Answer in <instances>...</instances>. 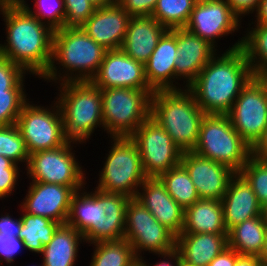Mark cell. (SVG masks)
<instances>
[{
  "label": "cell",
  "mask_w": 267,
  "mask_h": 266,
  "mask_svg": "<svg viewBox=\"0 0 267 266\" xmlns=\"http://www.w3.org/2000/svg\"><path fill=\"white\" fill-rule=\"evenodd\" d=\"M239 38L223 53L217 52L187 87L206 114H227L243 87L253 77L241 48L243 38Z\"/></svg>",
  "instance_id": "6da1fadb"
},
{
  "label": "cell",
  "mask_w": 267,
  "mask_h": 266,
  "mask_svg": "<svg viewBox=\"0 0 267 266\" xmlns=\"http://www.w3.org/2000/svg\"><path fill=\"white\" fill-rule=\"evenodd\" d=\"M0 15L6 29V42L0 43V54L30 76L41 79L51 65L54 30L25 8H2Z\"/></svg>",
  "instance_id": "7a4b0ae2"
},
{
  "label": "cell",
  "mask_w": 267,
  "mask_h": 266,
  "mask_svg": "<svg viewBox=\"0 0 267 266\" xmlns=\"http://www.w3.org/2000/svg\"><path fill=\"white\" fill-rule=\"evenodd\" d=\"M106 51L81 27L64 26L57 29L53 35L51 65L41 79L57 85L71 81H91L97 74Z\"/></svg>",
  "instance_id": "3957f363"
},
{
  "label": "cell",
  "mask_w": 267,
  "mask_h": 266,
  "mask_svg": "<svg viewBox=\"0 0 267 266\" xmlns=\"http://www.w3.org/2000/svg\"><path fill=\"white\" fill-rule=\"evenodd\" d=\"M205 115L187 88L154 91L151 96L150 117L183 152L192 151L197 144Z\"/></svg>",
  "instance_id": "277c9868"
},
{
  "label": "cell",
  "mask_w": 267,
  "mask_h": 266,
  "mask_svg": "<svg viewBox=\"0 0 267 266\" xmlns=\"http://www.w3.org/2000/svg\"><path fill=\"white\" fill-rule=\"evenodd\" d=\"M55 97L69 141L86 144L97 127L104 129L101 89L92 81L59 83ZM89 138V139H88Z\"/></svg>",
  "instance_id": "5b68a950"
},
{
  "label": "cell",
  "mask_w": 267,
  "mask_h": 266,
  "mask_svg": "<svg viewBox=\"0 0 267 266\" xmlns=\"http://www.w3.org/2000/svg\"><path fill=\"white\" fill-rule=\"evenodd\" d=\"M108 154L98 174L96 189L135 198L147 176L138 146L131 137H110Z\"/></svg>",
  "instance_id": "8992f818"
},
{
  "label": "cell",
  "mask_w": 267,
  "mask_h": 266,
  "mask_svg": "<svg viewBox=\"0 0 267 266\" xmlns=\"http://www.w3.org/2000/svg\"><path fill=\"white\" fill-rule=\"evenodd\" d=\"M153 93L152 89H101L104 132L108 138L130 137L150 117Z\"/></svg>",
  "instance_id": "52a82bcc"
},
{
  "label": "cell",
  "mask_w": 267,
  "mask_h": 266,
  "mask_svg": "<svg viewBox=\"0 0 267 266\" xmlns=\"http://www.w3.org/2000/svg\"><path fill=\"white\" fill-rule=\"evenodd\" d=\"M192 151L225 164L237 173L251 156V147L233 128L227 114L205 115L197 144Z\"/></svg>",
  "instance_id": "ba28073f"
},
{
  "label": "cell",
  "mask_w": 267,
  "mask_h": 266,
  "mask_svg": "<svg viewBox=\"0 0 267 266\" xmlns=\"http://www.w3.org/2000/svg\"><path fill=\"white\" fill-rule=\"evenodd\" d=\"M80 144L68 141L65 145L56 149L31 153L27 167L24 169L27 174L26 178L35 182L72 187L75 191L83 189L87 184L86 170L82 169L79 159L76 158L78 156L74 153L76 151L73 150V147Z\"/></svg>",
  "instance_id": "9c48e42d"
},
{
  "label": "cell",
  "mask_w": 267,
  "mask_h": 266,
  "mask_svg": "<svg viewBox=\"0 0 267 266\" xmlns=\"http://www.w3.org/2000/svg\"><path fill=\"white\" fill-rule=\"evenodd\" d=\"M16 125L29 154L56 149L69 141L64 133L61 109L55 99L50 106H41L28 101L23 106Z\"/></svg>",
  "instance_id": "30bf717a"
},
{
  "label": "cell",
  "mask_w": 267,
  "mask_h": 266,
  "mask_svg": "<svg viewBox=\"0 0 267 266\" xmlns=\"http://www.w3.org/2000/svg\"><path fill=\"white\" fill-rule=\"evenodd\" d=\"M124 238L132 245L137 259L147 251L161 255L176 249V236L135 198H130L126 208Z\"/></svg>",
  "instance_id": "8fae6325"
},
{
  "label": "cell",
  "mask_w": 267,
  "mask_h": 266,
  "mask_svg": "<svg viewBox=\"0 0 267 266\" xmlns=\"http://www.w3.org/2000/svg\"><path fill=\"white\" fill-rule=\"evenodd\" d=\"M138 146L147 177H159L181 163L183 151L155 120L149 117L130 136Z\"/></svg>",
  "instance_id": "7c38bea8"
},
{
  "label": "cell",
  "mask_w": 267,
  "mask_h": 266,
  "mask_svg": "<svg viewBox=\"0 0 267 266\" xmlns=\"http://www.w3.org/2000/svg\"><path fill=\"white\" fill-rule=\"evenodd\" d=\"M227 115L233 128L252 148L267 126V94L256 77L243 87Z\"/></svg>",
  "instance_id": "4fadbf2b"
},
{
  "label": "cell",
  "mask_w": 267,
  "mask_h": 266,
  "mask_svg": "<svg viewBox=\"0 0 267 266\" xmlns=\"http://www.w3.org/2000/svg\"><path fill=\"white\" fill-rule=\"evenodd\" d=\"M241 22L225 0H198L185 28L217 49L222 37L243 28Z\"/></svg>",
  "instance_id": "5bb4252c"
},
{
  "label": "cell",
  "mask_w": 267,
  "mask_h": 266,
  "mask_svg": "<svg viewBox=\"0 0 267 266\" xmlns=\"http://www.w3.org/2000/svg\"><path fill=\"white\" fill-rule=\"evenodd\" d=\"M181 164L189 173L200 199L222 200L230 181L237 173L225 164L210 160L194 151L183 152Z\"/></svg>",
  "instance_id": "9a60e30c"
},
{
  "label": "cell",
  "mask_w": 267,
  "mask_h": 266,
  "mask_svg": "<svg viewBox=\"0 0 267 266\" xmlns=\"http://www.w3.org/2000/svg\"><path fill=\"white\" fill-rule=\"evenodd\" d=\"M29 184L26 196L19 207L30 215L47 217L65 224L76 191L72 187L54 183L31 181Z\"/></svg>",
  "instance_id": "2e32d148"
},
{
  "label": "cell",
  "mask_w": 267,
  "mask_h": 266,
  "mask_svg": "<svg viewBox=\"0 0 267 266\" xmlns=\"http://www.w3.org/2000/svg\"><path fill=\"white\" fill-rule=\"evenodd\" d=\"M218 50L208 41L196 36L185 27L177 28L175 90L187 88L217 54ZM178 80H183L185 86L183 84L180 85Z\"/></svg>",
  "instance_id": "e0dca14e"
},
{
  "label": "cell",
  "mask_w": 267,
  "mask_h": 266,
  "mask_svg": "<svg viewBox=\"0 0 267 266\" xmlns=\"http://www.w3.org/2000/svg\"><path fill=\"white\" fill-rule=\"evenodd\" d=\"M100 89H151L145 78V68L121 49L107 50L100 68L91 80Z\"/></svg>",
  "instance_id": "ac0fdd59"
},
{
  "label": "cell",
  "mask_w": 267,
  "mask_h": 266,
  "mask_svg": "<svg viewBox=\"0 0 267 266\" xmlns=\"http://www.w3.org/2000/svg\"><path fill=\"white\" fill-rule=\"evenodd\" d=\"M135 199L176 237L181 234L185 210L168 194L158 177H147Z\"/></svg>",
  "instance_id": "d6986e66"
},
{
  "label": "cell",
  "mask_w": 267,
  "mask_h": 266,
  "mask_svg": "<svg viewBox=\"0 0 267 266\" xmlns=\"http://www.w3.org/2000/svg\"><path fill=\"white\" fill-rule=\"evenodd\" d=\"M131 16L117 2L97 7L81 26L82 30L106 50L121 49Z\"/></svg>",
  "instance_id": "ffe728a7"
},
{
  "label": "cell",
  "mask_w": 267,
  "mask_h": 266,
  "mask_svg": "<svg viewBox=\"0 0 267 266\" xmlns=\"http://www.w3.org/2000/svg\"><path fill=\"white\" fill-rule=\"evenodd\" d=\"M177 28L168 29L144 65L145 78L153 91L175 90Z\"/></svg>",
  "instance_id": "44dd1931"
},
{
  "label": "cell",
  "mask_w": 267,
  "mask_h": 266,
  "mask_svg": "<svg viewBox=\"0 0 267 266\" xmlns=\"http://www.w3.org/2000/svg\"><path fill=\"white\" fill-rule=\"evenodd\" d=\"M167 30L152 16H131L121 50L145 65Z\"/></svg>",
  "instance_id": "7402d4cb"
},
{
  "label": "cell",
  "mask_w": 267,
  "mask_h": 266,
  "mask_svg": "<svg viewBox=\"0 0 267 266\" xmlns=\"http://www.w3.org/2000/svg\"><path fill=\"white\" fill-rule=\"evenodd\" d=\"M221 203L227 231L247 219L261 216V204L240 173H236L230 181Z\"/></svg>",
  "instance_id": "603a6c76"
},
{
  "label": "cell",
  "mask_w": 267,
  "mask_h": 266,
  "mask_svg": "<svg viewBox=\"0 0 267 266\" xmlns=\"http://www.w3.org/2000/svg\"><path fill=\"white\" fill-rule=\"evenodd\" d=\"M228 247V234L181 233L176 237L180 257L194 266H207Z\"/></svg>",
  "instance_id": "cb8c5ba5"
},
{
  "label": "cell",
  "mask_w": 267,
  "mask_h": 266,
  "mask_svg": "<svg viewBox=\"0 0 267 266\" xmlns=\"http://www.w3.org/2000/svg\"><path fill=\"white\" fill-rule=\"evenodd\" d=\"M82 242H85L84 236L73 226L60 224L40 254L43 266H76Z\"/></svg>",
  "instance_id": "d4e9b609"
},
{
  "label": "cell",
  "mask_w": 267,
  "mask_h": 266,
  "mask_svg": "<svg viewBox=\"0 0 267 266\" xmlns=\"http://www.w3.org/2000/svg\"><path fill=\"white\" fill-rule=\"evenodd\" d=\"M181 233L228 234L221 200L199 199L186 208Z\"/></svg>",
  "instance_id": "484cf974"
},
{
  "label": "cell",
  "mask_w": 267,
  "mask_h": 266,
  "mask_svg": "<svg viewBox=\"0 0 267 266\" xmlns=\"http://www.w3.org/2000/svg\"><path fill=\"white\" fill-rule=\"evenodd\" d=\"M266 229L267 223L261 216L247 219L228 231V246L239 255L260 256Z\"/></svg>",
  "instance_id": "4316f807"
},
{
  "label": "cell",
  "mask_w": 267,
  "mask_h": 266,
  "mask_svg": "<svg viewBox=\"0 0 267 266\" xmlns=\"http://www.w3.org/2000/svg\"><path fill=\"white\" fill-rule=\"evenodd\" d=\"M76 191L72 197L67 224L85 236L105 215L97 199L85 190ZM88 191V192H87Z\"/></svg>",
  "instance_id": "83f0119b"
},
{
  "label": "cell",
  "mask_w": 267,
  "mask_h": 266,
  "mask_svg": "<svg viewBox=\"0 0 267 266\" xmlns=\"http://www.w3.org/2000/svg\"><path fill=\"white\" fill-rule=\"evenodd\" d=\"M20 215L22 221V228L19 233V238L25 244V249L35 254H41L44 246H46L53 237L54 232L60 225L50 218L30 215L24 212Z\"/></svg>",
  "instance_id": "f1b7e54d"
},
{
  "label": "cell",
  "mask_w": 267,
  "mask_h": 266,
  "mask_svg": "<svg viewBox=\"0 0 267 266\" xmlns=\"http://www.w3.org/2000/svg\"><path fill=\"white\" fill-rule=\"evenodd\" d=\"M92 247L89 266H131L137 260L132 245L125 238L96 242Z\"/></svg>",
  "instance_id": "f546056e"
},
{
  "label": "cell",
  "mask_w": 267,
  "mask_h": 266,
  "mask_svg": "<svg viewBox=\"0 0 267 266\" xmlns=\"http://www.w3.org/2000/svg\"><path fill=\"white\" fill-rule=\"evenodd\" d=\"M168 194L185 210L200 199L189 173L180 163L158 177Z\"/></svg>",
  "instance_id": "4dcf8cb0"
},
{
  "label": "cell",
  "mask_w": 267,
  "mask_h": 266,
  "mask_svg": "<svg viewBox=\"0 0 267 266\" xmlns=\"http://www.w3.org/2000/svg\"><path fill=\"white\" fill-rule=\"evenodd\" d=\"M248 25L245 34H242L241 48L245 52L253 76L257 77L263 70H267V25L251 23ZM251 25L253 26L250 27Z\"/></svg>",
  "instance_id": "1f68e13d"
},
{
  "label": "cell",
  "mask_w": 267,
  "mask_h": 266,
  "mask_svg": "<svg viewBox=\"0 0 267 266\" xmlns=\"http://www.w3.org/2000/svg\"><path fill=\"white\" fill-rule=\"evenodd\" d=\"M198 0H158L152 17L167 29L183 28Z\"/></svg>",
  "instance_id": "d6a6232c"
},
{
  "label": "cell",
  "mask_w": 267,
  "mask_h": 266,
  "mask_svg": "<svg viewBox=\"0 0 267 266\" xmlns=\"http://www.w3.org/2000/svg\"><path fill=\"white\" fill-rule=\"evenodd\" d=\"M0 155L27 167L30 154L16 124L0 126Z\"/></svg>",
  "instance_id": "836d02e7"
},
{
  "label": "cell",
  "mask_w": 267,
  "mask_h": 266,
  "mask_svg": "<svg viewBox=\"0 0 267 266\" xmlns=\"http://www.w3.org/2000/svg\"><path fill=\"white\" fill-rule=\"evenodd\" d=\"M239 173L251 185L260 204L267 202V159L251 155Z\"/></svg>",
  "instance_id": "e575fe53"
},
{
  "label": "cell",
  "mask_w": 267,
  "mask_h": 266,
  "mask_svg": "<svg viewBox=\"0 0 267 266\" xmlns=\"http://www.w3.org/2000/svg\"><path fill=\"white\" fill-rule=\"evenodd\" d=\"M34 9L26 8L40 22L47 24L54 31L64 27L65 7L64 0H34Z\"/></svg>",
  "instance_id": "d590c367"
},
{
  "label": "cell",
  "mask_w": 267,
  "mask_h": 266,
  "mask_svg": "<svg viewBox=\"0 0 267 266\" xmlns=\"http://www.w3.org/2000/svg\"><path fill=\"white\" fill-rule=\"evenodd\" d=\"M26 91H0V126L14 125L30 100Z\"/></svg>",
  "instance_id": "8d00e7d4"
},
{
  "label": "cell",
  "mask_w": 267,
  "mask_h": 266,
  "mask_svg": "<svg viewBox=\"0 0 267 266\" xmlns=\"http://www.w3.org/2000/svg\"><path fill=\"white\" fill-rule=\"evenodd\" d=\"M125 219H111L103 216L101 222H98L85 236V244H91L101 241L119 240L124 238Z\"/></svg>",
  "instance_id": "74e56055"
},
{
  "label": "cell",
  "mask_w": 267,
  "mask_h": 266,
  "mask_svg": "<svg viewBox=\"0 0 267 266\" xmlns=\"http://www.w3.org/2000/svg\"><path fill=\"white\" fill-rule=\"evenodd\" d=\"M28 74L21 66L0 54V91H26L24 82Z\"/></svg>",
  "instance_id": "f35d334b"
},
{
  "label": "cell",
  "mask_w": 267,
  "mask_h": 266,
  "mask_svg": "<svg viewBox=\"0 0 267 266\" xmlns=\"http://www.w3.org/2000/svg\"><path fill=\"white\" fill-rule=\"evenodd\" d=\"M90 192L104 209L105 217L111 219H125L126 208L130 200L123 194L106 193L96 188Z\"/></svg>",
  "instance_id": "ab89813d"
},
{
  "label": "cell",
  "mask_w": 267,
  "mask_h": 266,
  "mask_svg": "<svg viewBox=\"0 0 267 266\" xmlns=\"http://www.w3.org/2000/svg\"><path fill=\"white\" fill-rule=\"evenodd\" d=\"M64 7L66 27H81L97 8L91 0H64Z\"/></svg>",
  "instance_id": "60d3db41"
},
{
  "label": "cell",
  "mask_w": 267,
  "mask_h": 266,
  "mask_svg": "<svg viewBox=\"0 0 267 266\" xmlns=\"http://www.w3.org/2000/svg\"><path fill=\"white\" fill-rule=\"evenodd\" d=\"M24 248L25 244L19 237L0 233V266H3V262L7 266H12L15 262V255Z\"/></svg>",
  "instance_id": "b9f144b4"
},
{
  "label": "cell",
  "mask_w": 267,
  "mask_h": 266,
  "mask_svg": "<svg viewBox=\"0 0 267 266\" xmlns=\"http://www.w3.org/2000/svg\"><path fill=\"white\" fill-rule=\"evenodd\" d=\"M158 0H117L130 16H151Z\"/></svg>",
  "instance_id": "7bdbcfd3"
},
{
  "label": "cell",
  "mask_w": 267,
  "mask_h": 266,
  "mask_svg": "<svg viewBox=\"0 0 267 266\" xmlns=\"http://www.w3.org/2000/svg\"><path fill=\"white\" fill-rule=\"evenodd\" d=\"M20 172V169H0V200L14 194L13 191L19 186L17 183L21 178Z\"/></svg>",
  "instance_id": "ee69618b"
},
{
  "label": "cell",
  "mask_w": 267,
  "mask_h": 266,
  "mask_svg": "<svg viewBox=\"0 0 267 266\" xmlns=\"http://www.w3.org/2000/svg\"><path fill=\"white\" fill-rule=\"evenodd\" d=\"M232 12L241 20L247 15H254L260 0H225ZM251 13V14H250Z\"/></svg>",
  "instance_id": "f6af8a7d"
},
{
  "label": "cell",
  "mask_w": 267,
  "mask_h": 266,
  "mask_svg": "<svg viewBox=\"0 0 267 266\" xmlns=\"http://www.w3.org/2000/svg\"><path fill=\"white\" fill-rule=\"evenodd\" d=\"M22 228V221L19 216L18 219L12 218L10 213H2L0 215V233L7 235H14L19 237Z\"/></svg>",
  "instance_id": "bcb514c9"
},
{
  "label": "cell",
  "mask_w": 267,
  "mask_h": 266,
  "mask_svg": "<svg viewBox=\"0 0 267 266\" xmlns=\"http://www.w3.org/2000/svg\"><path fill=\"white\" fill-rule=\"evenodd\" d=\"M239 254L231 247L224 249L207 266H234Z\"/></svg>",
  "instance_id": "7dc6e473"
},
{
  "label": "cell",
  "mask_w": 267,
  "mask_h": 266,
  "mask_svg": "<svg viewBox=\"0 0 267 266\" xmlns=\"http://www.w3.org/2000/svg\"><path fill=\"white\" fill-rule=\"evenodd\" d=\"M158 257L163 258L161 261L159 259V261L153 265L148 263L147 260L145 261V256H143L142 258H140L139 260L144 264V266H176L177 264V259L180 257L179 252L175 249L174 251L170 252V253H166V254H161L160 255H156Z\"/></svg>",
  "instance_id": "c3c4849f"
},
{
  "label": "cell",
  "mask_w": 267,
  "mask_h": 266,
  "mask_svg": "<svg viewBox=\"0 0 267 266\" xmlns=\"http://www.w3.org/2000/svg\"><path fill=\"white\" fill-rule=\"evenodd\" d=\"M251 155L256 158L267 159V126L264 129L261 138L251 148Z\"/></svg>",
  "instance_id": "681fc988"
},
{
  "label": "cell",
  "mask_w": 267,
  "mask_h": 266,
  "mask_svg": "<svg viewBox=\"0 0 267 266\" xmlns=\"http://www.w3.org/2000/svg\"><path fill=\"white\" fill-rule=\"evenodd\" d=\"M254 13L255 18H252L254 21H251V24L267 25V0H260V4Z\"/></svg>",
  "instance_id": "f907efd6"
},
{
  "label": "cell",
  "mask_w": 267,
  "mask_h": 266,
  "mask_svg": "<svg viewBox=\"0 0 267 266\" xmlns=\"http://www.w3.org/2000/svg\"><path fill=\"white\" fill-rule=\"evenodd\" d=\"M234 266H264L259 256L239 255Z\"/></svg>",
  "instance_id": "816d5d0a"
},
{
  "label": "cell",
  "mask_w": 267,
  "mask_h": 266,
  "mask_svg": "<svg viewBox=\"0 0 267 266\" xmlns=\"http://www.w3.org/2000/svg\"><path fill=\"white\" fill-rule=\"evenodd\" d=\"M26 0H0V9L6 7H20L27 8L28 4Z\"/></svg>",
  "instance_id": "f5cc1de1"
},
{
  "label": "cell",
  "mask_w": 267,
  "mask_h": 266,
  "mask_svg": "<svg viewBox=\"0 0 267 266\" xmlns=\"http://www.w3.org/2000/svg\"><path fill=\"white\" fill-rule=\"evenodd\" d=\"M0 169H22L10 159L0 155Z\"/></svg>",
  "instance_id": "db71d44e"
},
{
  "label": "cell",
  "mask_w": 267,
  "mask_h": 266,
  "mask_svg": "<svg viewBox=\"0 0 267 266\" xmlns=\"http://www.w3.org/2000/svg\"><path fill=\"white\" fill-rule=\"evenodd\" d=\"M259 257H260L263 265L267 266V229H266V233H265L264 247H263L262 253Z\"/></svg>",
  "instance_id": "11a10c76"
},
{
  "label": "cell",
  "mask_w": 267,
  "mask_h": 266,
  "mask_svg": "<svg viewBox=\"0 0 267 266\" xmlns=\"http://www.w3.org/2000/svg\"><path fill=\"white\" fill-rule=\"evenodd\" d=\"M97 7L109 6L117 3V0H91Z\"/></svg>",
  "instance_id": "9f6ffc18"
},
{
  "label": "cell",
  "mask_w": 267,
  "mask_h": 266,
  "mask_svg": "<svg viewBox=\"0 0 267 266\" xmlns=\"http://www.w3.org/2000/svg\"><path fill=\"white\" fill-rule=\"evenodd\" d=\"M256 78L263 84L265 92H267V70H263Z\"/></svg>",
  "instance_id": "6f0895ef"
},
{
  "label": "cell",
  "mask_w": 267,
  "mask_h": 266,
  "mask_svg": "<svg viewBox=\"0 0 267 266\" xmlns=\"http://www.w3.org/2000/svg\"><path fill=\"white\" fill-rule=\"evenodd\" d=\"M261 217L267 223V202L261 205Z\"/></svg>",
  "instance_id": "680465c9"
},
{
  "label": "cell",
  "mask_w": 267,
  "mask_h": 266,
  "mask_svg": "<svg viewBox=\"0 0 267 266\" xmlns=\"http://www.w3.org/2000/svg\"><path fill=\"white\" fill-rule=\"evenodd\" d=\"M176 266H194L193 264L187 263L184 259H182L181 257H179L177 259V264Z\"/></svg>",
  "instance_id": "91938a15"
},
{
  "label": "cell",
  "mask_w": 267,
  "mask_h": 266,
  "mask_svg": "<svg viewBox=\"0 0 267 266\" xmlns=\"http://www.w3.org/2000/svg\"><path fill=\"white\" fill-rule=\"evenodd\" d=\"M131 266H144V264L139 259H137Z\"/></svg>",
  "instance_id": "94428289"
},
{
  "label": "cell",
  "mask_w": 267,
  "mask_h": 266,
  "mask_svg": "<svg viewBox=\"0 0 267 266\" xmlns=\"http://www.w3.org/2000/svg\"><path fill=\"white\" fill-rule=\"evenodd\" d=\"M29 266V265H28ZM32 266H37V265H32ZM38 266H43V263H41V265L39 264Z\"/></svg>",
  "instance_id": "6125c7cd"
}]
</instances>
